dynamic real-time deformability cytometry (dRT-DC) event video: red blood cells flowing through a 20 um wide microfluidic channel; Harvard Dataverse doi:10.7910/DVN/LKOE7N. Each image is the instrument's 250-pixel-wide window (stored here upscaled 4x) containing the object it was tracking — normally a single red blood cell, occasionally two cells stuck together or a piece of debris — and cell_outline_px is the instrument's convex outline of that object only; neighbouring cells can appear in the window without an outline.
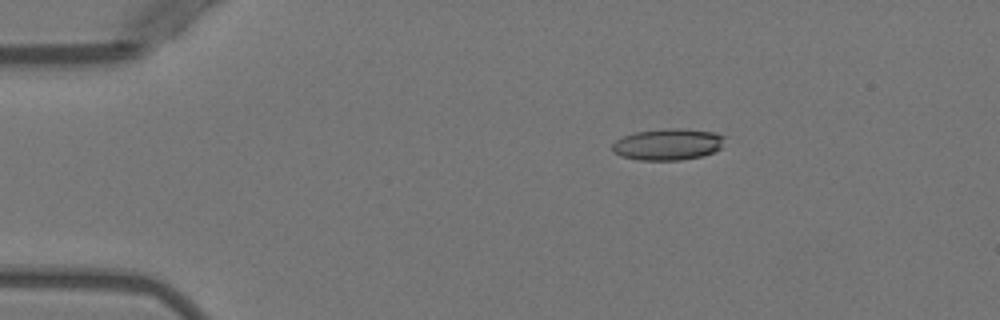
{"species": "Egyptian fruit bat (a non-hibernating species)", "species_latin": "Rousettus aegyptiacus", "temperature_condition": "warm", "stored_images_in_passage": 6, "camera_frame_rate_fps": 3000, "um_per_image_px": 0.085, "animal": {"sex": "female"}, "frame": {"image": 1, "passage_image": 3, "time_ms": 2.333, "image_size_px": [1000, 320], "cell_outline_px": [[724, 136], [720, 148], [712, 152], [700, 156], [680, 160], [640, 160], [620, 156], [612, 152], [612, 144], [616, 140], [624, 136], [636, 132], [668, 128], [680, 128], [716, 132]], "centroid_in_image_um": [56.74, 12.27], "position_along_channel_um": 28.3, "area_um2": 20.52}}
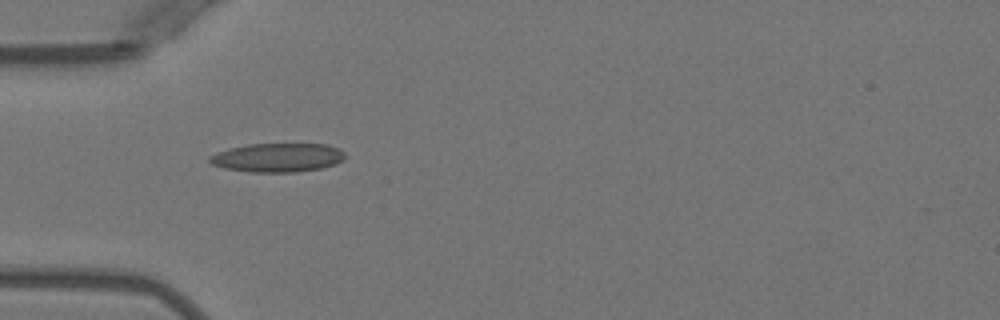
{"frame": {"image": 2, "passage_image": 5, "time_ms": 4.667, "image_size_px": [1000, 320], "cell_outline_px": [[344, 160], [336, 164], [320, 168], [296, 172], [252, 172], [224, 168], [212, 164], [208, 160], [208, 156], [216, 152], [228, 148], [248, 144], [328, 144], [340, 148], [344, 152]], "centroid_in_image_um": [23.59, 13.39], "position_along_channel_um": 61.4, "area_um2": 22.95}}
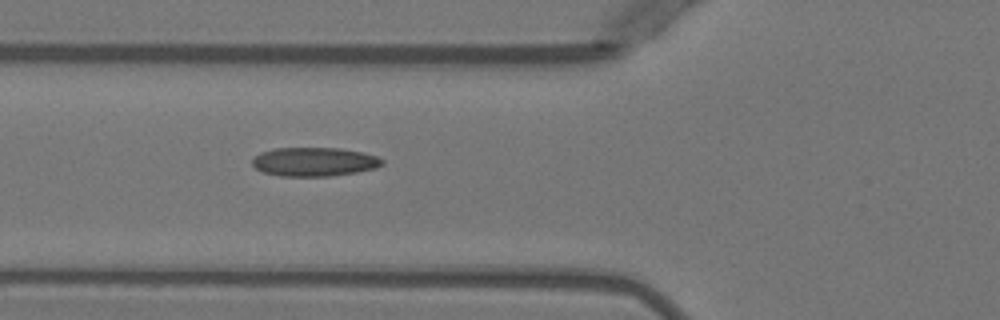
{"frame": {"image": 3, "passage_image": 6, "time_ms": 5.667, "image_size_px": [1000, 320], "cell_outline_px": [[384, 164], [376, 168], [356, 172], [328, 176], [280, 176], [264, 172], [256, 168], [252, 164], [252, 160], [260, 152], [272, 148], [340, 148], [360, 152], [376, 156], [384, 160]], "centroid_in_image_um": [26.71, 13.75], "position_along_channel_um": 99.1, "area_um2": 21.79}}